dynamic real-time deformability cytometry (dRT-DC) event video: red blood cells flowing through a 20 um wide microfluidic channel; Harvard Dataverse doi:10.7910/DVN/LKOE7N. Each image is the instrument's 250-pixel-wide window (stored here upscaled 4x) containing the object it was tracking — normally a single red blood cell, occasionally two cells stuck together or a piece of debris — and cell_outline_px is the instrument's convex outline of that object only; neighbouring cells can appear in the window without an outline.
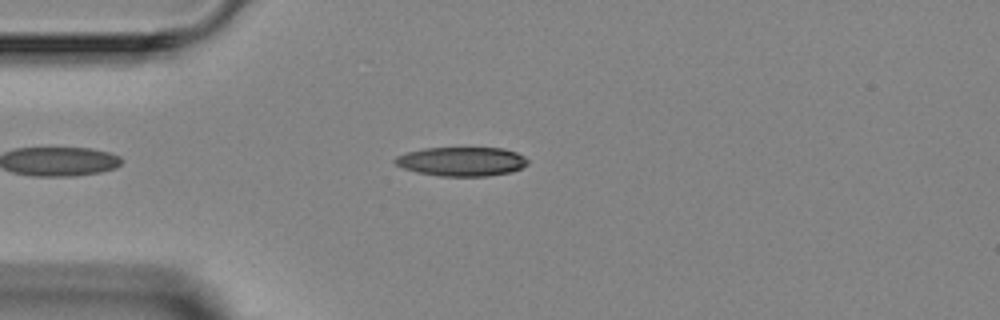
{"species": "Egyptian fruit bat (a non-hibernating species)", "species_latin": "Rousettus aegyptiacus", "temperature_condition": "room temperature", "stored_images_in_passage": 3, "camera_frame_rate_fps": 3000, "um_per_image_px": 0.085, "animal": {"sex": "female"}, "frame": {"image": 1, "passage_image": 3, "time_ms": 2.333, "image_size_px": [1000, 320], "cell_outline_px": [[528, 164], [512, 172], [488, 176], [440, 176], [416, 172], [404, 168], [396, 164], [392, 160], [396, 156], [408, 152], [424, 148], [504, 148], [516, 152], [524, 156], [528, 160]], "centroid_in_image_um": [39.25, 13.73], "position_along_channel_um": 45.8, "area_um2": 22.54}}